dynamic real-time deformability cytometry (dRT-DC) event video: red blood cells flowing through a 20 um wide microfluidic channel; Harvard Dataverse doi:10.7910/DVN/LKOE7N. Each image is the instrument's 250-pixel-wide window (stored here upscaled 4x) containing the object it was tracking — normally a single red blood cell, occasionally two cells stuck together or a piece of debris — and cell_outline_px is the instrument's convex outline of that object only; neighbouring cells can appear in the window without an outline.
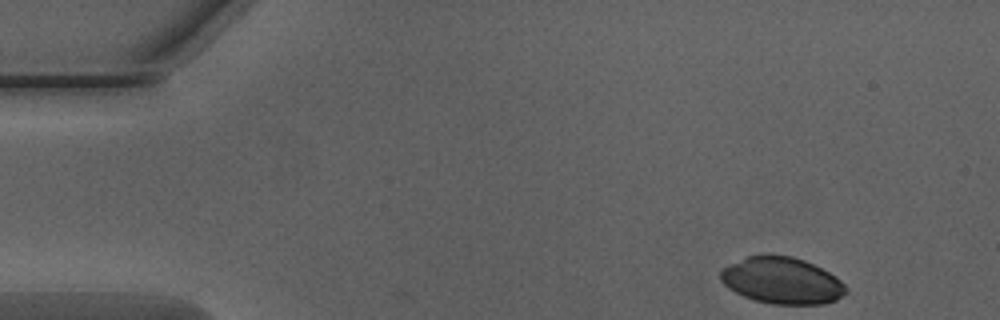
{"species": "Egyptian fruit bat (a non-hibernating species)", "species_latin": "Rousettus aegyptiacus", "temperature_condition": "warm", "stored_images_in_passage": 47, "camera_frame_rate_fps": 3000, "um_per_image_px": 0.085, "animal": {"sex": "male"}, "frame": {"image": 1, "passage_image": 1, "time_ms": 0.0, "image_size_px": [1000, 320], "cell_outline_px": [[848, 292], [836, 300], [824, 304], [772, 304], [756, 300], [744, 296], [728, 288], [720, 280], [720, 268], [748, 256], [792, 256], [804, 260], [836, 276], [848, 288]], "centroid_in_image_um": [66.47, 23.86], "position_along_channel_um": 18.5, "area_um2": 33.81}}